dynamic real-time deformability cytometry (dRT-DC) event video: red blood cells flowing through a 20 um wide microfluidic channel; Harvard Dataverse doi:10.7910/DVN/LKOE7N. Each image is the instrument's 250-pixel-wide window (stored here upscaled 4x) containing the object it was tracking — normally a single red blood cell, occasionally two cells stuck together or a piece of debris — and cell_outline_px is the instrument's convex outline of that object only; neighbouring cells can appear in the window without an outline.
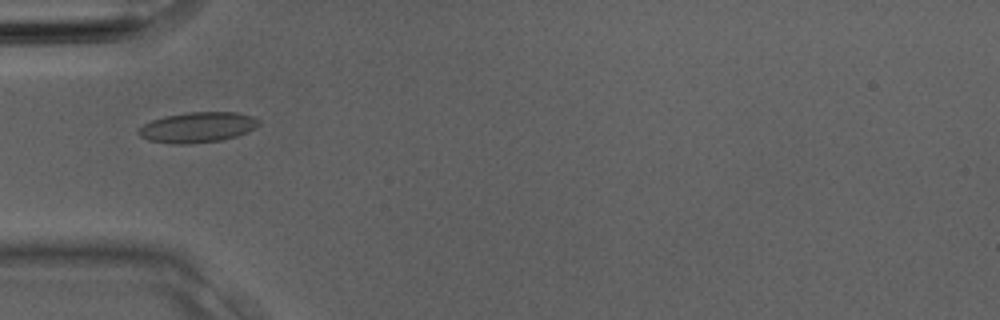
{"species": "Egyptian fruit bat (a non-hibernating species)", "species_latin": "Rousettus aegyptiacus", "temperature_condition": "room temperature", "stored_images_in_passage": 2, "camera_frame_rate_fps": 3000, "um_per_image_px": 0.085, "animal": {"sex": "male"}, "frame": {"image": 1, "passage_image": 2, "time_ms": 0.333, "image_size_px": [1000, 320], "cell_outline_px": [[260, 124], [248, 132], [236, 136], [220, 140], [188, 144], [172, 144], [148, 140], [140, 136], [136, 132], [144, 124], [152, 120], [164, 116], [188, 112], [236, 112], [252, 116], [260, 120]], "centroid_in_image_um": [16.79, 10.82], "position_along_channel_um": 68.2, "area_um2": 21.33}}